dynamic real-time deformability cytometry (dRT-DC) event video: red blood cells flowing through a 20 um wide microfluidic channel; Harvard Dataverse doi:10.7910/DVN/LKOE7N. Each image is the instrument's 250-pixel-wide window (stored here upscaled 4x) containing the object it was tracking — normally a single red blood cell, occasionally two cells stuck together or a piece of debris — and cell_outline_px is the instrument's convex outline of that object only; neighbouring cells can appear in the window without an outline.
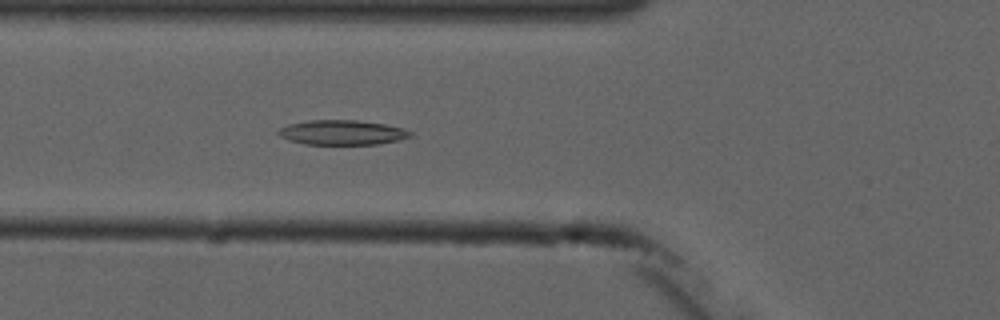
{"species": "common noctule bat (a hibernating species)", "species_latin": "Nyctalus noctula", "temperature_condition": "cold", "stored_images_in_passage": 5, "camera_frame_rate_fps": 3000, "um_per_image_px": 0.085, "animal": {"sex": "male", "forearm_length_mm": 52.5}, "frame": {"image": 1, "passage_image": 5, "time_ms": 4.667, "image_size_px": [1000, 320], "cell_outline_px": [[412, 136], [400, 140], [376, 144], [304, 144], [288, 140], [280, 136], [276, 132], [280, 128], [288, 124], [308, 120], [356, 120], [384, 124], [404, 128], [412, 132]], "centroid_in_image_um": [29.08, 11.26], "position_along_channel_um": 96.7, "area_um2": 19.07}}